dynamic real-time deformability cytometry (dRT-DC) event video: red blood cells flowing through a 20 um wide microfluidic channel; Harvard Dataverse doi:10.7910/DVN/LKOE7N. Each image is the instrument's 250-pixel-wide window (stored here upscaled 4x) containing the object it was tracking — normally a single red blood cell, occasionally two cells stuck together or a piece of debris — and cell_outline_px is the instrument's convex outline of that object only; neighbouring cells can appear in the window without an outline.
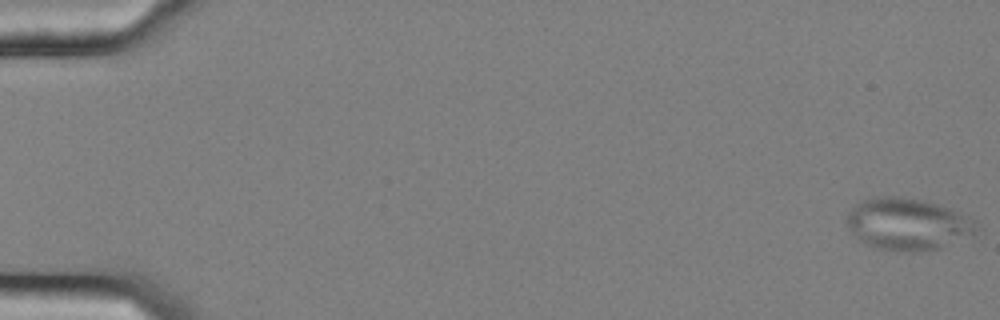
{"species": "common noctule bat (a hibernating species)", "species_latin": "Nyctalus noctula", "temperature_condition": "cold", "stored_images_in_passage": 57, "camera_frame_rate_fps": 3000, "um_per_image_px": 0.085, "animal": {"sex": "female", "body_mass_g": 25.1}, "frame": {"image": 1, "passage_image": 1, "time_ms": 0.0, "image_size_px": [1000, 320], "cell_outline_px": [[976, 228], [972, 236], [940, 248], [912, 252], [872, 248], [860, 240], [848, 228], [848, 212], [856, 204], [864, 200], [880, 196], [896, 196], [920, 200], [936, 204], [960, 212], [976, 220]], "centroid_in_image_um": [77.16, 19.06], "position_along_channel_um": 7.8, "area_um2": 38.96}}
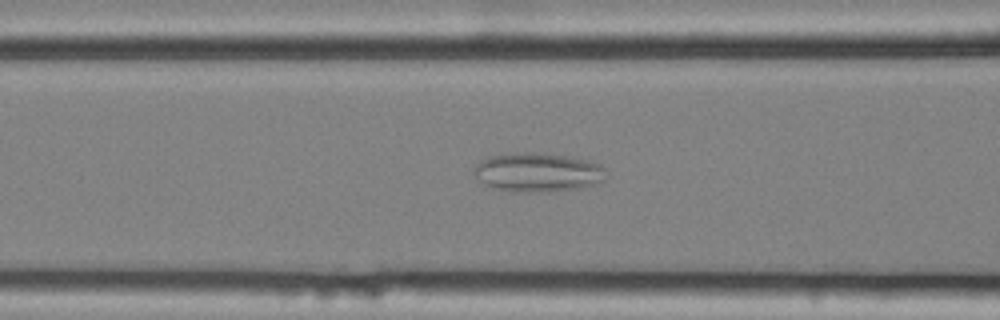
{"frame": {"image": 2, "passage_image": 24, "time_ms": 7.667, "image_size_px": [1000, 320], "cell_outline_px": [[604, 180], [596, 184], [584, 188], [548, 192], [524, 192], [500, 188], [484, 184], [472, 172], [472, 168], [480, 160], [488, 156], [528, 152], [564, 156], [588, 160], [600, 164], [604, 168]], "centroid_in_image_um": [45.72, 14.65], "position_along_channel_um": 120.9, "area_um2": 29.82}}
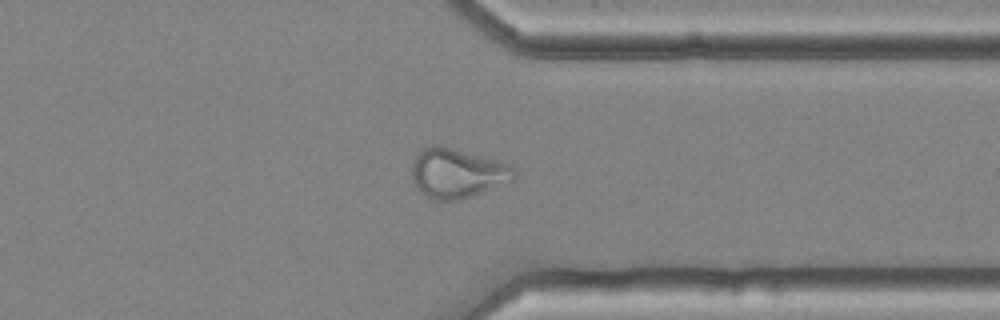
{"frame": {"image": 3, "passage_image": 45, "time_ms": 14.667, "image_size_px": [1000, 320], "cell_outline_px": [[516, 176], [512, 180], [472, 196], [460, 200], [432, 200], [420, 192], [416, 188], [412, 180], [412, 164], [416, 156], [424, 148], [432, 144], [440, 144], [500, 160], [516, 168]], "centroid_in_image_um": [38.86, 14.71], "position_along_channel_um": 372.5, "area_um2": 29.88}}